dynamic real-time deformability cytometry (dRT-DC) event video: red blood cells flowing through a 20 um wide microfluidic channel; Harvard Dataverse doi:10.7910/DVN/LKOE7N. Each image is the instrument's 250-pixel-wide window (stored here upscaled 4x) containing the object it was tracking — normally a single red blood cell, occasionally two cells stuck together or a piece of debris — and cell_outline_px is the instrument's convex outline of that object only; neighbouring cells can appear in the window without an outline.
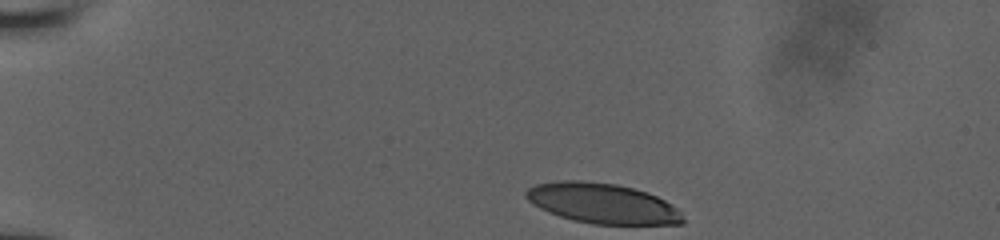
{"species": "human", "species_latin": "Homo sapiens", "temperature_condition": "room temperature", "stored_images_in_passage": 35, "camera_frame_rate_fps": 3000, "um_per_image_px": 0.085, "donor": {"sex": "male"}, "frame": {"image": 1, "passage_image": 1, "time_ms": 0.0, "image_size_px": [1000, 240], "cell_outline_px": [[684, 224], [592, 224], [572, 220], [548, 212], [532, 204], [524, 196], [524, 192], [528, 188], [536, 184], [560, 180], [580, 180], [616, 184], [648, 192], [664, 200], [676, 208], [680, 212], [684, 220]], "centroid_in_image_um": [51.17, 17.28], "position_along_channel_um": 33.8, "area_um2": 36.76}}
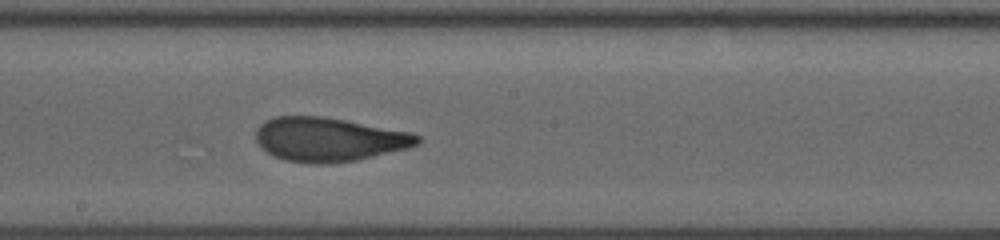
{"frame": {"image": 2, "passage_image": 20, "time_ms": 6.667, "image_size_px": [1000, 240], "cell_outline_px": [[420, 144], [408, 148], [356, 160], [324, 164], [316, 164], [284, 160], [268, 152], [256, 144], [256, 128], [264, 120], [276, 116], [320, 116], [344, 120], [412, 132], [420, 136]], "centroid_in_image_um": [27.94, 11.85], "position_along_channel_um": 220.3, "area_um2": 41.38}}
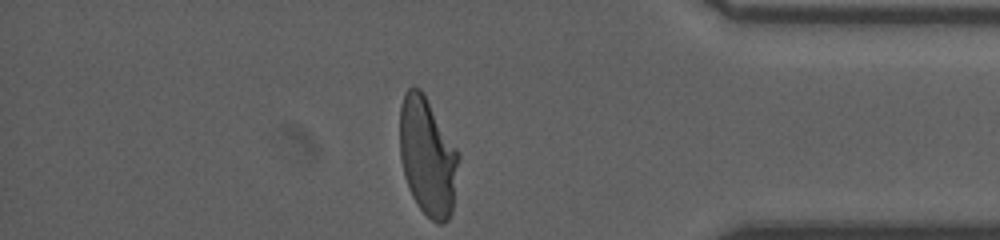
{"frame": {"image": 3, "passage_image": 35, "time_ms": 11.667, "image_size_px": [1000, 240], "cell_outline_px": [[460, 156], [452, 212], [448, 220], [444, 224], [436, 224], [416, 204], [408, 188], [404, 176], [400, 156], [400, 104], [404, 92], [412, 84], [420, 88], [460, 152]], "centroid_in_image_um": [36.35, 13.31], "position_along_channel_um": 398.9, "area_um2": 40.98}}